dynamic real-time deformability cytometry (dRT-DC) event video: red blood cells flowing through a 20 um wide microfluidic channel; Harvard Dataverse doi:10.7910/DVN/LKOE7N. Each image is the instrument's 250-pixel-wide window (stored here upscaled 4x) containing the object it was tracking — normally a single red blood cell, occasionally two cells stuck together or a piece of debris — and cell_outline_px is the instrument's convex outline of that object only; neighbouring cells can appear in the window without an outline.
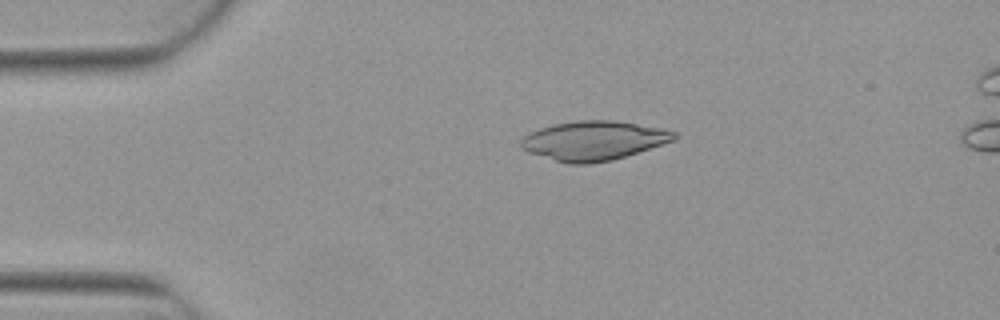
{"species": "Egyptian fruit bat (a non-hibernating species)", "species_latin": "Rousettus aegyptiacus", "temperature_condition": "warm", "stored_images_in_passage": 2, "camera_frame_rate_fps": 3000, "um_per_image_px": 0.085, "animal": {"sex": "female"}, "frame": {"image": 1, "passage_image": 1, "time_ms": 0.0, "image_size_px": [1000, 320], "cell_outline_px": [[680, 136], [676, 140], [612, 160], [588, 164], [568, 164], [528, 152], [520, 148], [520, 140], [528, 132], [552, 124], [576, 120], [616, 120], [664, 128], [676, 132]], "centroid_in_image_um": [50.47, 11.94], "position_along_channel_um": 34.5, "area_um2": 35.43}}